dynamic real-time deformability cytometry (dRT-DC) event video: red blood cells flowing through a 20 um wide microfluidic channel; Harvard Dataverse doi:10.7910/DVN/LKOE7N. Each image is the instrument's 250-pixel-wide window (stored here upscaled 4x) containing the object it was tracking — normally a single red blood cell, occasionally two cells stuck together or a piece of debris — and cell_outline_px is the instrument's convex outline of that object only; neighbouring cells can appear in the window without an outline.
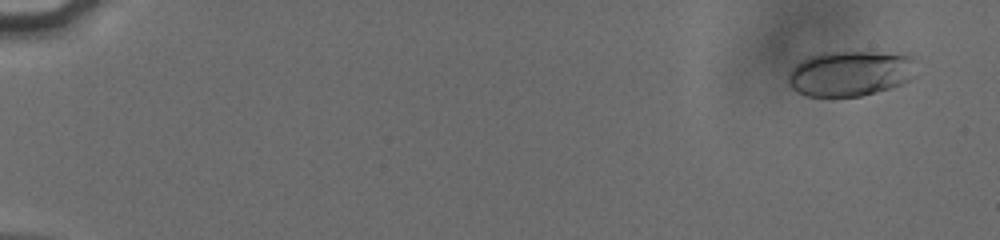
{"species": "human", "species_latin": "Homo sapiens", "temperature_condition": "cold", "stored_images_in_passage": 57, "camera_frame_rate_fps": 3000, "um_per_image_px": 0.085, "donor": {"sex": "male"}, "frame": {"image": 1, "passage_image": 4, "time_ms": 1.0, "image_size_px": [1000, 240], "cell_outline_px": [[916, 76], [904, 84], [876, 92], [860, 96], [808, 96], [796, 92], [788, 84], [788, 72], [796, 64], [812, 56], [824, 52], [876, 52], [912, 56], [916, 60]], "centroid_in_image_um": [72.32, 6.25], "position_along_channel_um": 12.7, "area_um2": 34.1}}
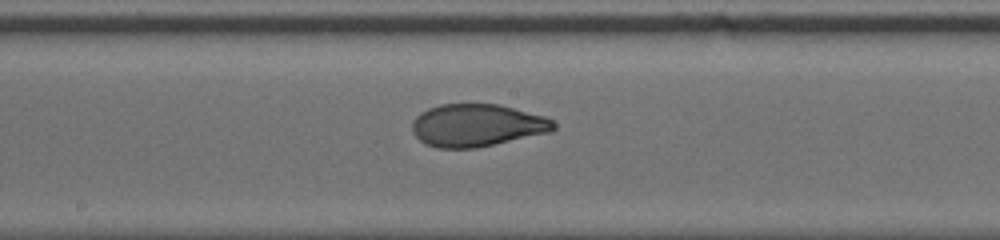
{"frame": {"image": 2, "passage_image": 33, "time_ms": 10.667, "image_size_px": [1000, 240], "cell_outline_px": [[556, 128], [552, 132], [476, 148], [436, 148], [424, 144], [412, 132], [412, 120], [420, 112], [428, 108], [440, 104], [500, 104], [544, 116], [552, 120], [556, 124]], "centroid_in_image_um": [40.53, 10.65], "position_along_channel_um": 207.7, "area_um2": 35.37}}
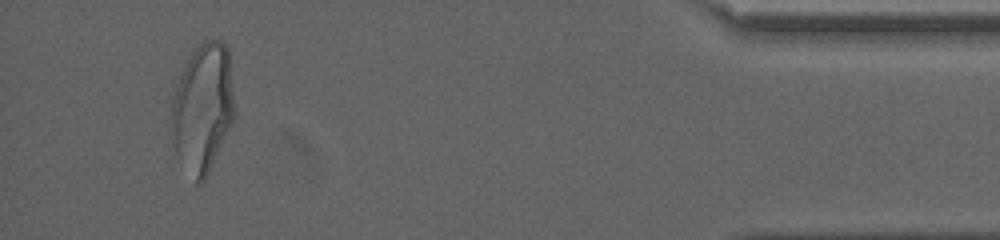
{"frame": {"image": 3, "passage_image": 54, "time_ms": 17.667, "image_size_px": [1000, 240], "cell_outline_px": [[236, 120], [204, 180], [200, 184], [196, 184], [176, 152], [172, 120], [172, 84], [192, 48], [204, 40], [220, 40], [228, 48], [236, 112]], "centroid_in_image_um": [17.25, 9.09], "position_along_channel_um": 417.9, "area_um2": 48.32}, "authors_computed_cell_mechanics": {"area_um2": 35.0846, "velocity_mm_per_s": 3.8219, "shape_relaxation_time_tau1_ms": 5.042, "shape_relaxation_time_tau2_ms": 0.9801, "deformation_change_tau1": 0.1857, "deformation_change_tau2": 0.0627}}